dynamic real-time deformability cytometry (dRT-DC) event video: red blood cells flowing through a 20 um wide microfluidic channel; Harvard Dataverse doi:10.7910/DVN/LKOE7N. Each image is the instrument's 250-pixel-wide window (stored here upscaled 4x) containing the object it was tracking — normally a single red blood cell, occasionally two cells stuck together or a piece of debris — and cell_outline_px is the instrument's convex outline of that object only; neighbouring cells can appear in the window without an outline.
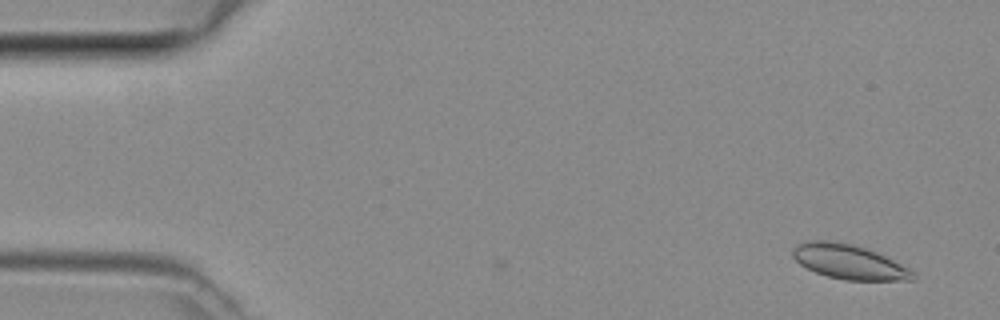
{"species": "common noctule bat (a hibernating species)", "species_latin": "Nyctalus noctula", "temperature_condition": "room temperature", "stored_images_in_passage": 3, "camera_frame_rate_fps": 3000, "um_per_image_px": 0.085, "animal": {"sex": "female", "body_mass_g": 29.2, "forearm_length_mm": 56.3}, "frame": {"image": 1, "passage_image": 1, "time_ms": 0.0, "image_size_px": [1000, 320], "cell_outline_px": [[916, 280], [844, 280], [828, 276], [816, 272], [800, 264], [792, 256], [792, 248], [796, 244], [808, 240], [824, 240], [852, 244], [868, 248], [916, 272]], "centroid_in_image_um": [72.16, 22.25], "position_along_channel_um": 12.8, "area_um2": 24.16}}
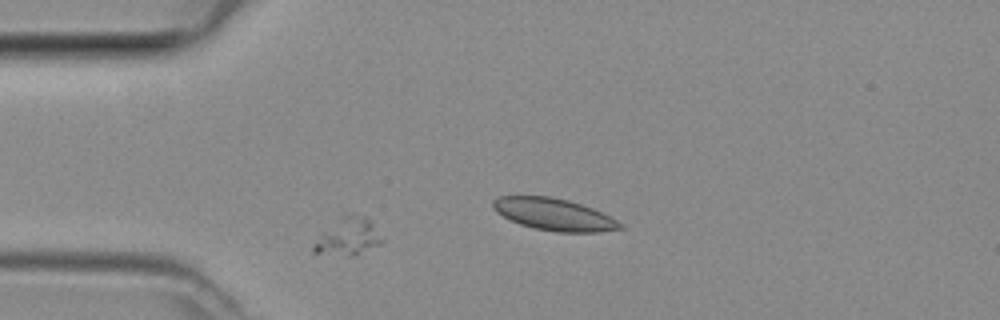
{"frame": {"image": 2, "passage_image": 3, "time_ms": 0.667, "image_size_px": [1000, 320], "cell_outline_px": [[384, 240], [380, 244], [356, 256], [352, 256], [312, 252], [312, 244], [324, 232], [348, 212], [352, 212], [368, 216]], "centroid_in_image_um": [29.65, 20.11], "position_along_channel_um": 55.4, "area_um2": 14.8}}